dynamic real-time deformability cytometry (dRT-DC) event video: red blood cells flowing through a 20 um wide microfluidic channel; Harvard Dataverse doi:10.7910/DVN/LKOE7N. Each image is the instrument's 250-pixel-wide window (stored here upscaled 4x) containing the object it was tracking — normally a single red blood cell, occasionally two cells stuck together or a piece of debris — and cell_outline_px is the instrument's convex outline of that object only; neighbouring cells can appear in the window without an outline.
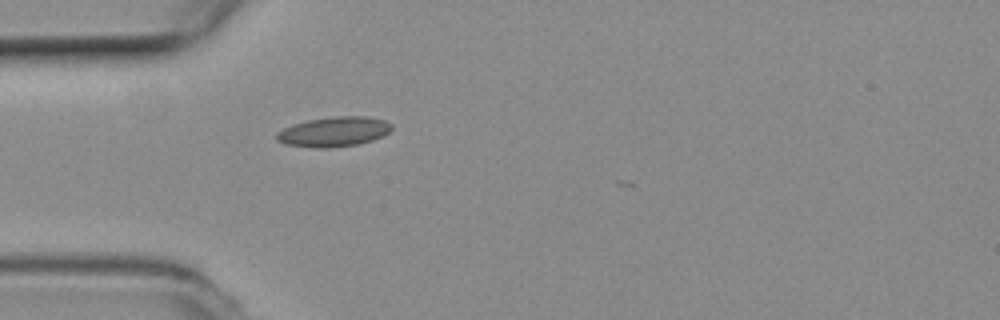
{"species": "common noctule bat (a hibernating species)", "species_latin": "Nyctalus noctula", "temperature_condition": "room temperature", "stored_images_in_passage": 2, "camera_frame_rate_fps": 3000, "um_per_image_px": 0.085, "animal": {"sex": "female", "body_mass_g": 19.3, "forearm_length_mm": 54.1}, "frame": {"image": 1, "passage_image": 1, "time_ms": 0.0, "image_size_px": [1000, 320], "cell_outline_px": [[392, 128], [388, 132], [372, 140], [356, 144], [328, 148], [312, 148], [284, 144], [276, 140], [276, 132], [292, 124], [308, 120], [332, 116], [368, 116], [384, 120], [392, 124]], "centroid_in_image_um": [28.33, 11.19], "position_along_channel_um": 56.7, "area_um2": 20.06}}